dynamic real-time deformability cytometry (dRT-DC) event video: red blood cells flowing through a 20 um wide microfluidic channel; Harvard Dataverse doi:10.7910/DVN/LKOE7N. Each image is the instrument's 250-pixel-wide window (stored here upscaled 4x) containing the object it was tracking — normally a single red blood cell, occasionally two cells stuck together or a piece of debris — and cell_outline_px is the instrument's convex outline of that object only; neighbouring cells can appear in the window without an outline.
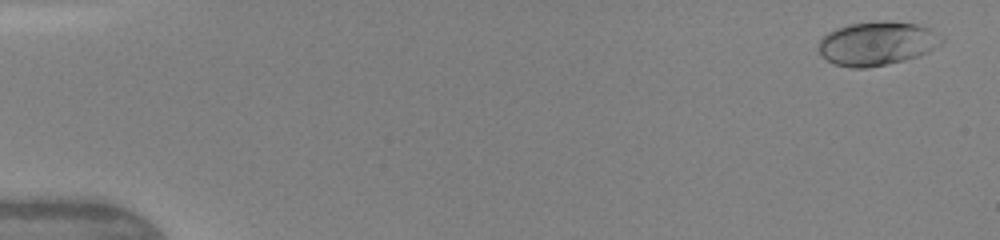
{"species": "human", "species_latin": "Homo sapiens", "temperature_condition": "warm", "stored_images_in_passage": 9, "camera_frame_rate_fps": 3000, "um_per_image_px": 0.085, "donor": {"sex": "female"}, "frame": {"image": 1, "passage_image": 1, "time_ms": 0.0, "image_size_px": [1000, 240], "cell_outline_px": [[944, 40], [928, 52], [904, 60], [864, 68], [852, 68], [832, 64], [820, 56], [816, 48], [820, 40], [828, 32], [836, 28], [848, 24], [916, 24], [928, 28]], "centroid_in_image_um": [74.43, 3.75], "position_along_channel_um": 10.6, "area_um2": 30.35}}
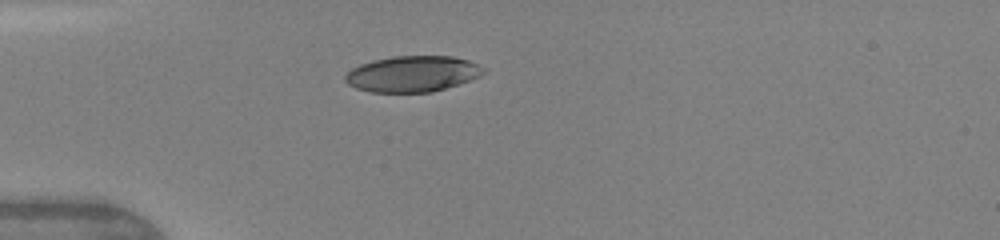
{"frame": {"image": 2, "passage_image": 6, "time_ms": 4.0, "image_size_px": [1000, 240], "cell_outline_px": [[488, 68], [480, 76], [432, 92], [372, 92], [356, 88], [348, 84], [344, 80], [344, 76], [352, 68], [360, 64], [392, 56], [452, 56], [468, 60]], "centroid_in_image_um": [35.06, 6.27], "position_along_channel_um": 49.9, "area_um2": 28.84}}
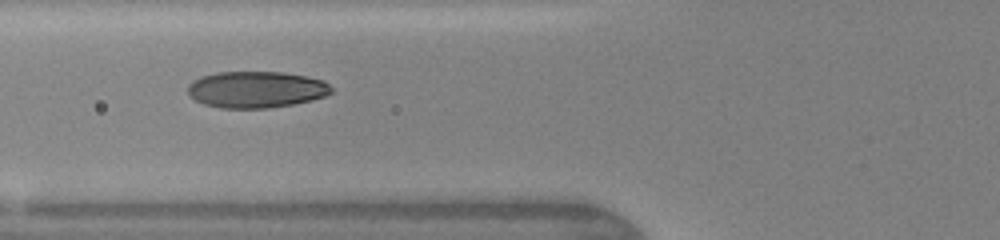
{"frame": {"image": 3, "passage_image": 8, "time_ms": 5.667, "image_size_px": [1000, 240], "cell_outline_px": [[332, 92], [324, 96], [312, 100], [292, 104], [268, 108], [220, 108], [204, 104], [196, 100], [188, 92], [188, 84], [192, 80], [200, 76], [216, 72], [284, 72], [324, 80], [332, 88]], "centroid_in_image_um": [21.76, 7.6], "position_along_channel_um": 104.0, "area_um2": 30.58}}